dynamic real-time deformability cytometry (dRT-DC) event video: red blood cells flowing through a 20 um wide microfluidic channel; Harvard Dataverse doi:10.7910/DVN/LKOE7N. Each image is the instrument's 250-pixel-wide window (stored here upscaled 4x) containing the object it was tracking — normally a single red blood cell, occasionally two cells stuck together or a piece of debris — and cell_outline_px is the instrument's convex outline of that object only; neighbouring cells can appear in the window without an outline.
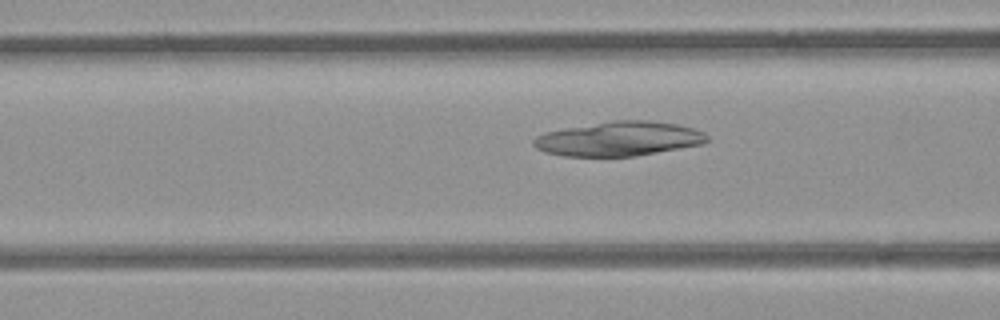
{"species": "common noctule bat (a hibernating species)", "species_latin": "Nyctalus noctula", "temperature_condition": "room temperature", "stored_images_in_passage": 23, "camera_frame_rate_fps": 3000, "um_per_image_px": 0.085, "animal": {"sex": "female", "body_mass_g": 21.9}, "frame": {"image": 1, "passage_image": 14, "time_ms": 4.333, "image_size_px": [1000, 320], "cell_outline_px": [[708, 140], [704, 144], [636, 156], [564, 156], [544, 152], [536, 148], [532, 144], [532, 140], [536, 136], [544, 132], [616, 120], [648, 120], [676, 124], [692, 128], [704, 132], [708, 136]], "centroid_in_image_um": [52.61, 11.8], "position_along_channel_um": 114.0, "area_um2": 34.68}}